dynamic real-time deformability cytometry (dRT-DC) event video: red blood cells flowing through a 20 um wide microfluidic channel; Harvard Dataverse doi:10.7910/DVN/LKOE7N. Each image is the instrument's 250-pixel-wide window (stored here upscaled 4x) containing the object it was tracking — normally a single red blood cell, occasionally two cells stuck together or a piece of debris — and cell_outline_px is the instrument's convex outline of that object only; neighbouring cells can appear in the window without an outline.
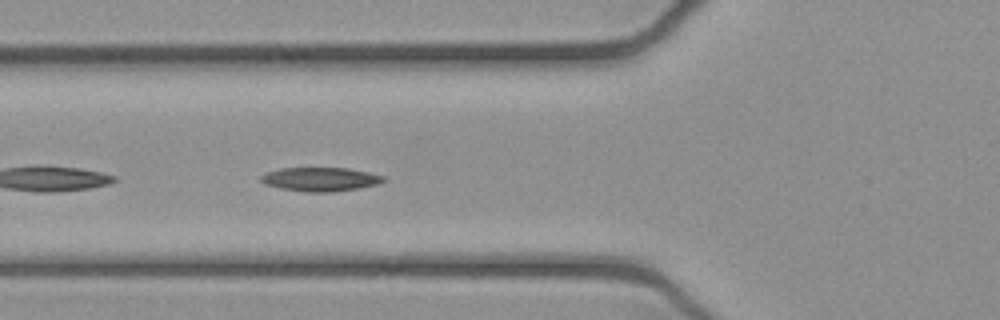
{"species": "common noctule bat (a hibernating species)", "species_latin": "Nyctalus noctula", "temperature_condition": "cold", "stored_images_in_passage": 25, "camera_frame_rate_fps": 3000, "um_per_image_px": 0.085, "animal": {"sex": "female", "body_mass_g": 21.9}, "frame": {"image": 1, "passage_image": 15, "time_ms": 4.667, "image_size_px": [1000, 320], "cell_outline_px": [[388, 180], [376, 184], [360, 188], [332, 192], [304, 192], [280, 188], [264, 184], [260, 180], [260, 176], [268, 172], [280, 168], [348, 168], [368, 172], [384, 176]], "centroid_in_image_um": [27.24, 15.24], "position_along_channel_um": 98.6, "area_um2": 17.11}}
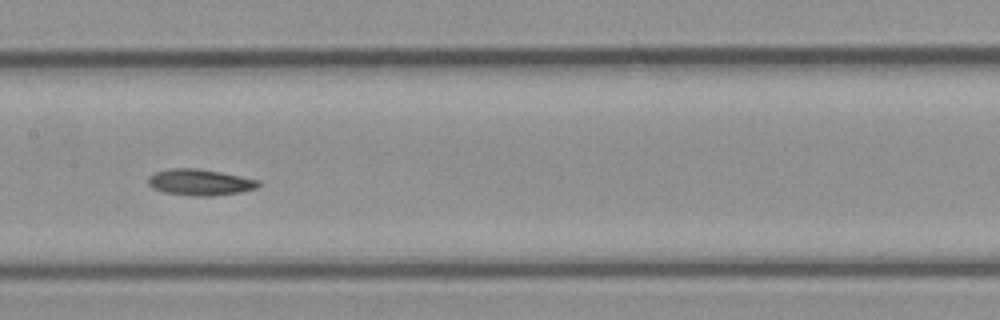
{"frame": {"image": 2, "passage_image": 22, "time_ms": 7.0, "image_size_px": [1000, 320], "cell_outline_px": [[260, 184], [256, 188], [240, 192], [212, 196], [192, 196], [164, 192], [152, 188], [148, 184], [148, 176], [156, 172], [172, 168], [196, 168], [220, 172], [260, 180]], "centroid_in_image_um": [16.98, 15.49], "position_along_channel_um": 190.4, "area_um2": 16.82}}